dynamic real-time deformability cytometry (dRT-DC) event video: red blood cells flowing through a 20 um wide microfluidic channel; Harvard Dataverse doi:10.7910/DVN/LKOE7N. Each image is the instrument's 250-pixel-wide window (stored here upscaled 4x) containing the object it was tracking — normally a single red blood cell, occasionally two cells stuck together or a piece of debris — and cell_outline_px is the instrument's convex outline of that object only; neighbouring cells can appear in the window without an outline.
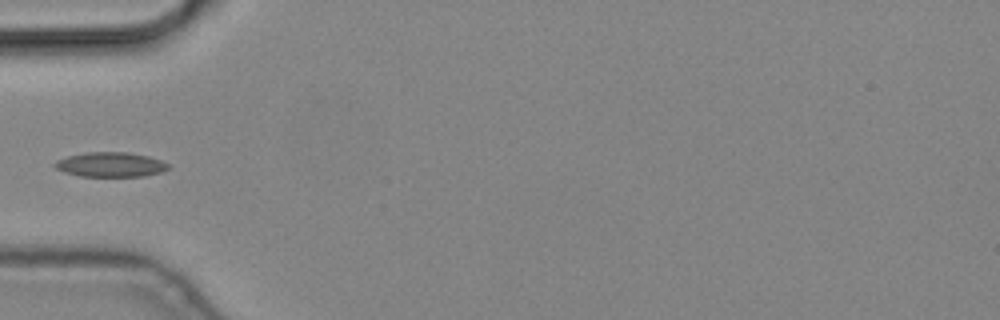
{"species": "common noctule bat (a hibernating species)", "species_latin": "Nyctalus noctula", "temperature_condition": "cold", "stored_images_in_passage": 6, "camera_frame_rate_fps": 3000, "um_per_image_px": 0.085, "animal": {"sex": "male", "body_mass_g": 19.2, "forearm_length_mm": 51.8}, "frame": {"image": 1, "passage_image": 5, "time_ms": 1.333, "image_size_px": [1000, 320], "cell_outline_px": [[168, 168], [160, 172], [144, 176], [80, 176], [64, 172], [56, 168], [52, 164], [56, 160], [68, 156], [88, 152], [128, 152], [148, 156], [160, 160], [168, 164]], "centroid_in_image_um": [9.36, 13.98], "position_along_channel_um": 75.6, "area_um2": 16.18}}
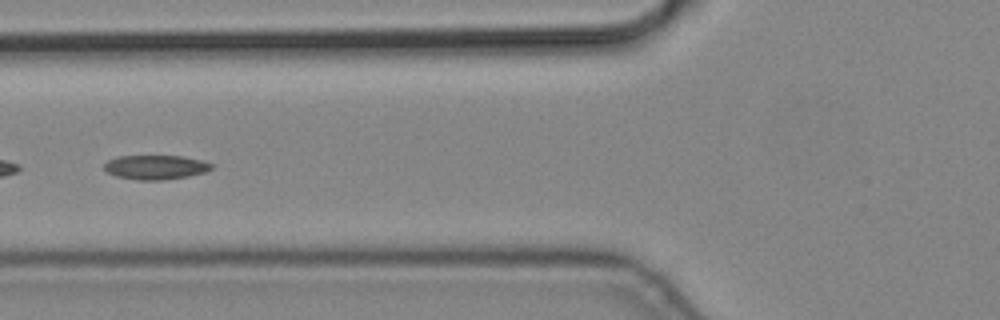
{"frame": {"image": 2, "passage_image": 6, "time_ms": 1.667, "image_size_px": [1000, 320], "cell_outline_px": [[212, 168], [204, 172], [188, 176], [160, 180], [136, 180], [116, 176], [108, 172], [104, 168], [104, 164], [108, 160], [116, 156], [184, 156], [204, 160], [212, 164]], "centroid_in_image_um": [13.22, 14.2], "position_along_channel_um": 112.6, "area_um2": 15.2}}